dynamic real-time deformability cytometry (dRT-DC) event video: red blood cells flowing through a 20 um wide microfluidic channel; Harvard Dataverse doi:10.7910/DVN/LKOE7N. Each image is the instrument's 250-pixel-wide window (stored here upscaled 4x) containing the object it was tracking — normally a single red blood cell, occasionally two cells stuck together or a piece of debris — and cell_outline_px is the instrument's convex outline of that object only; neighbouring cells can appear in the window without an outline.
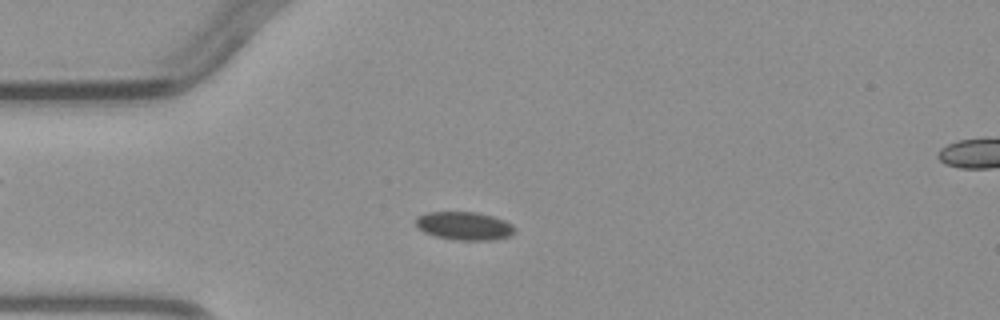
{"species": "common noctule bat (a hibernating species)", "species_latin": "Nyctalus noctula", "temperature_condition": "warm", "stored_images_in_passage": 4, "segment_of_instrument_passage": [1, 2], "camera_frame_rate_fps": 3000, "um_per_image_px": 0.085, "animal": {"sex": "male", "body_mass_g": 23.1, "forearm_length_mm": 52.7}, "frame": {"image": 1, "passage_image": 3, "time_ms": 2.333, "image_size_px": [1000, 320], "cell_outline_px": [[516, 228], [508, 236], [492, 240], [456, 240], [436, 236], [424, 232], [416, 224], [416, 216], [424, 212], [476, 212], [492, 216], [504, 220], [512, 224]], "centroid_in_image_um": [39.44, 19.19], "position_along_channel_um": 45.6, "area_um2": 16.18}}